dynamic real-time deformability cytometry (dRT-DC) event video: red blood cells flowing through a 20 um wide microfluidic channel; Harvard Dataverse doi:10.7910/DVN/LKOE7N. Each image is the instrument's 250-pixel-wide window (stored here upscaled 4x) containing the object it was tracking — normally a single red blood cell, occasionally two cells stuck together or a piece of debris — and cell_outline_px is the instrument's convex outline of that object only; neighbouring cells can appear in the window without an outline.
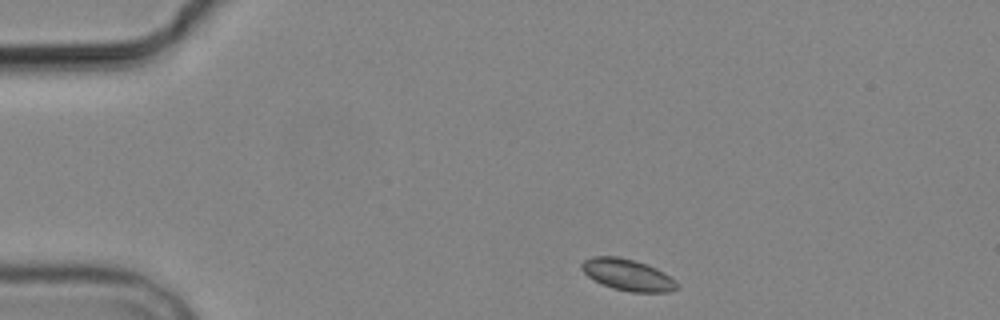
{"species": "common noctule bat (a hibernating species)", "species_latin": "Nyctalus noctula", "temperature_condition": "cold", "stored_images_in_passage": 3, "camera_frame_rate_fps": 3000, "um_per_image_px": 0.085, "animal": {"sex": "male", "body_mass_g": 19.2, "forearm_length_mm": 51.8}, "frame": {"image": 1, "passage_image": 1, "time_ms": 0.0, "image_size_px": [1000, 320], "cell_outline_px": [[680, 288], [668, 292], [632, 292], [612, 288], [588, 276], [580, 268], [580, 264], [584, 260], [592, 256], [616, 256], [636, 260], [656, 268], [664, 272], [676, 280], [680, 284]], "centroid_in_image_um": [53.39, 23.35], "position_along_channel_um": 31.6, "area_um2": 17.63}}